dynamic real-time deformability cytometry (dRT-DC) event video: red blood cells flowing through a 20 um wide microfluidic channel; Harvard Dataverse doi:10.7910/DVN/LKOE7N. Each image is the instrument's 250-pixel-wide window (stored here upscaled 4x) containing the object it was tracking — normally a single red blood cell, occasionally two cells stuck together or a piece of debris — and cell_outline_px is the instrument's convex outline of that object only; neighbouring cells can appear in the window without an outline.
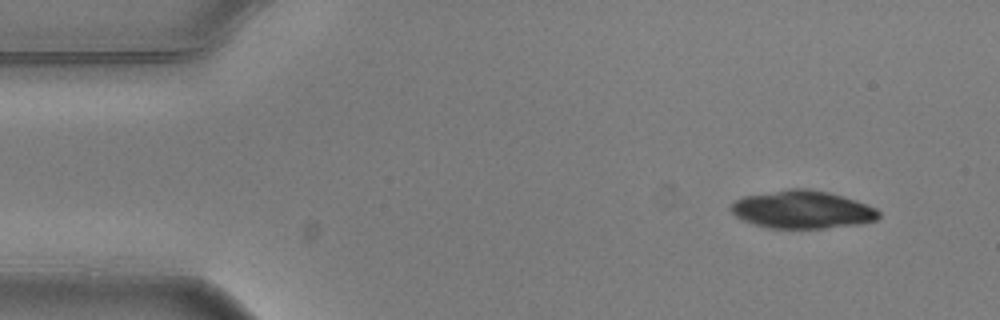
{"species": "common noctule bat (a hibernating species)", "species_latin": "Nyctalus noctula", "temperature_condition": "warm", "stored_images_in_passage": 4, "camera_frame_rate_fps": 3000, "um_per_image_px": 0.085, "animal": {"sex": "male", "body_mass_g": 20.5, "forearm_length_mm": 52.5}, "frame": {"image": 1, "passage_image": 1, "time_ms": 0.0, "image_size_px": [1000, 320], "cell_outline_px": [[880, 216], [876, 220], [856, 224], [824, 228], [768, 228], [740, 220], [728, 208], [736, 200], [744, 196], [788, 188], [808, 188], [828, 192], [856, 200], [868, 204], [876, 208], [880, 212]], "centroid_in_image_um": [68.18, 17.81], "position_along_channel_um": 16.8, "area_um2": 32.71}}